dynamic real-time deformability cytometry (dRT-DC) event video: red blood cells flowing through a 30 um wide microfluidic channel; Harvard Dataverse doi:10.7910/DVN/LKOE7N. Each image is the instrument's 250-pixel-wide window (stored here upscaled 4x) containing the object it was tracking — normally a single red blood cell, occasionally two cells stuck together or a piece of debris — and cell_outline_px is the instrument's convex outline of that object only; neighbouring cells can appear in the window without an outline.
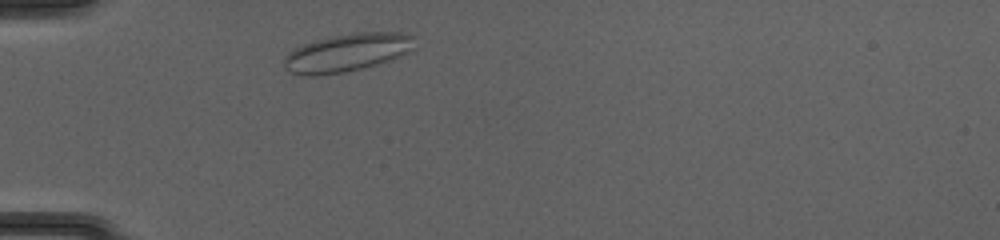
{"species": "common noctule bat (a hibernating species)", "species_latin": "Nyctalus noctula", "temperature_condition": "cold", "stored_images_in_passage": 33, "camera_frame_rate_fps": 3000, "um_per_image_px": 0.085, "animal": {"sex": "female", "body_mass_g": 20.0, "forearm_length_mm": 54.0}, "frame": {"image": 1, "passage_image": 3, "time_ms": 0.667, "image_size_px": [1000, 240], "cell_outline_px": [[416, 36], [412, 48], [408, 52], [392, 60], [380, 64], [344, 72], [316, 76], [300, 76], [284, 68], [284, 56], [292, 48], [316, 40], [332, 36], [356, 32], [404, 32]], "centroid_in_image_um": [29.51, 4.47], "position_along_channel_um": 55.5, "area_um2": 29.3}}
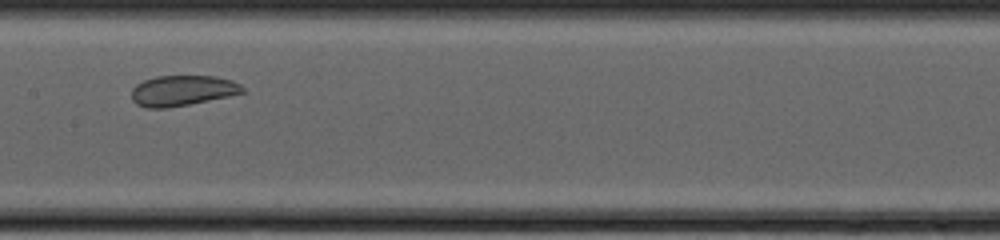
{"frame": {"image": 2, "passage_image": 14, "time_ms": 4.333, "image_size_px": [1000, 240], "cell_outline_px": [[244, 92], [228, 96], [168, 108], [144, 108], [136, 104], [132, 100], [132, 88], [136, 84], [144, 80], [156, 76], [216, 76], [232, 80], [240, 84], [244, 88]], "centroid_in_image_um": [15.47, 7.7], "position_along_channel_um": 191.9, "area_um2": 19.71}}
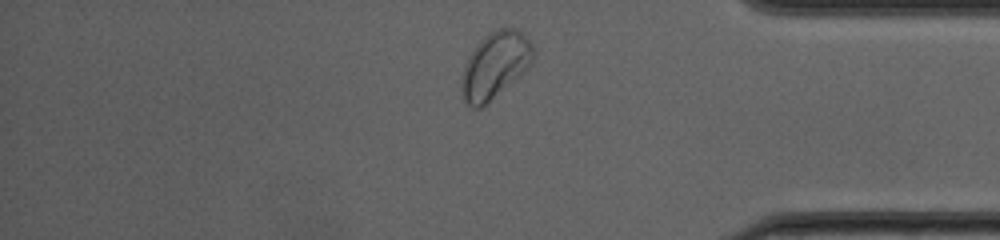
{"frame": {"image": 3, "passage_image": 30, "time_ms": 9.667, "image_size_px": [1000, 240], "cell_outline_px": [[536, 52], [528, 68], [524, 72], [480, 108], [472, 108], [464, 100], [460, 88], [460, 84], [464, 64], [476, 44], [488, 32], [500, 28], [516, 28], [528, 40]], "centroid_in_image_um": [42.05, 5.53], "position_along_channel_um": 393.1, "area_um2": 27.51}, "authors_computed_cell_mechanics": {"area_um2": 21.2704, "velocity_mm_per_s": 4.0907, "shape_relaxation_time_tau1_ms": null, "shape_relaxation_time_tau2_ms": 0.8245, "deformation_change_tau1": null, "deformation_change_tau2": 0.0697}}